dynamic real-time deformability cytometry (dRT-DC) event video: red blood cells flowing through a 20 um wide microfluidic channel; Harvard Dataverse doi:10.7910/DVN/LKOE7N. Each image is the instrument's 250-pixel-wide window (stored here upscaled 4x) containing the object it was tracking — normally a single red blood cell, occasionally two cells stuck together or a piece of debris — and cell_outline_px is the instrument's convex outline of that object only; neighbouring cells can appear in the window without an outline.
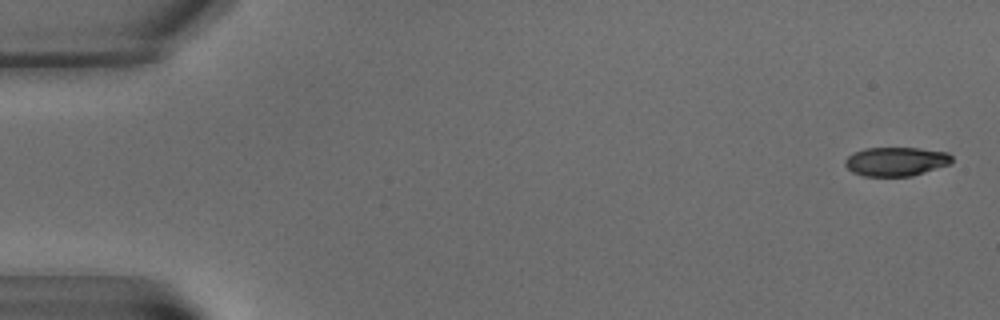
{"species": "common noctule bat (a hibernating species)", "species_latin": "Nyctalus noctula", "temperature_condition": "warm", "stored_images_in_passage": 9, "camera_frame_rate_fps": 3000, "um_per_image_px": 0.085, "animal": {"sex": "male", "body_mass_g": 15.6}, "frame": {"image": 1, "passage_image": 1, "time_ms": 0.0, "image_size_px": [1000, 320], "cell_outline_px": [[952, 160], [948, 164], [912, 176], [864, 176], [852, 172], [844, 164], [844, 160], [852, 152], [864, 148], [920, 148], [948, 152], [952, 156]], "centroid_in_image_um": [76.12, 13.72], "position_along_channel_um": 8.9, "area_um2": 18.03}}
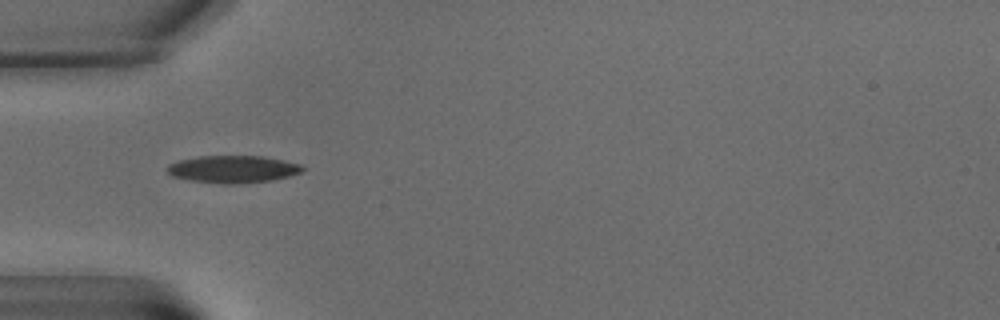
{"frame": {"image": 2, "passage_image": 7, "time_ms": 7.0, "image_size_px": [1000, 320], "cell_outline_px": [[304, 168], [300, 172], [288, 176], [272, 180], [236, 184], [224, 184], [192, 180], [172, 176], [164, 168], [168, 164], [180, 160], [200, 156], [264, 156], [284, 160], [300, 164]], "centroid_in_image_um": [19.78, 14.37], "position_along_channel_um": 65.2, "area_um2": 21.44}}
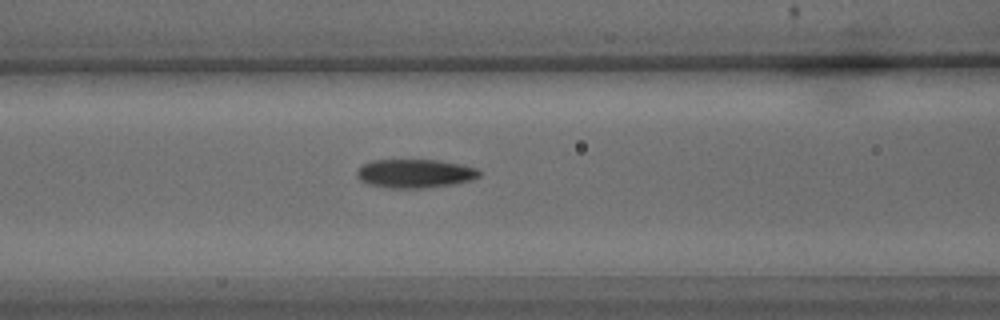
{"frame": {"image": 3, "passage_image": 9, "time_ms": 9.333, "image_size_px": [1000, 320], "cell_outline_px": [[480, 176], [472, 180], [452, 184], [424, 188], [388, 188], [368, 184], [360, 180], [356, 176], [356, 172], [364, 164], [372, 160], [436, 160], [460, 164], [476, 168], [480, 172]], "centroid_in_image_um": [35.26, 14.75], "position_along_channel_um": 131.3, "area_um2": 20.4}}